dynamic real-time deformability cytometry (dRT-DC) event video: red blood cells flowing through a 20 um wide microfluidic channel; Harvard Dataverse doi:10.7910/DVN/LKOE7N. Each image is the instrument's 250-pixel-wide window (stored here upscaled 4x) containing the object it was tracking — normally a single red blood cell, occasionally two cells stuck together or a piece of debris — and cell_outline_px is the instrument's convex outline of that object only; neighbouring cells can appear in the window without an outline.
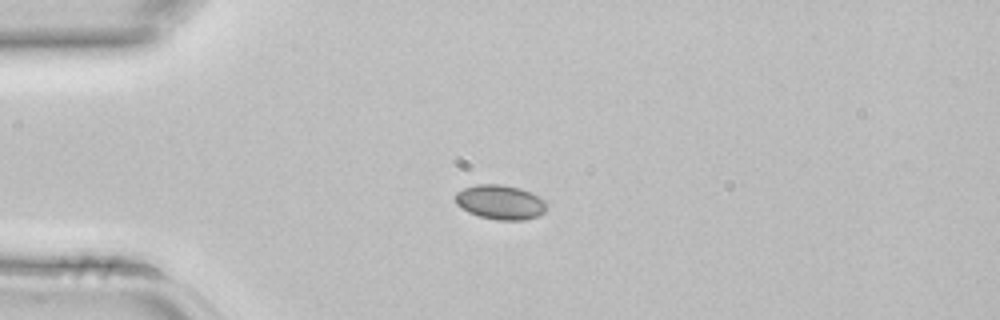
{"species": "common noctule bat (a hibernating species)", "species_latin": "Nyctalus noctula", "temperature_condition": "room temperature", "stored_images_in_passage": 1, "camera_frame_rate_fps": 3000, "um_per_image_px": 0.085, "animal": {"sex": "female", "body_mass_g": 22.7, "forearm_length_mm": 54.2}, "frame": {"image": 1, "passage_image": 1, "time_ms": 0.0, "image_size_px": [1000, 320], "cell_outline_px": [[544, 212], [536, 216], [524, 220], [496, 220], [480, 216], [468, 212], [456, 204], [452, 196], [456, 192], [464, 188], [476, 184], [500, 184], [520, 188], [544, 200]], "centroid_in_image_um": [42.44, 17.18], "position_along_channel_um": 42.6, "area_um2": 18.21}}